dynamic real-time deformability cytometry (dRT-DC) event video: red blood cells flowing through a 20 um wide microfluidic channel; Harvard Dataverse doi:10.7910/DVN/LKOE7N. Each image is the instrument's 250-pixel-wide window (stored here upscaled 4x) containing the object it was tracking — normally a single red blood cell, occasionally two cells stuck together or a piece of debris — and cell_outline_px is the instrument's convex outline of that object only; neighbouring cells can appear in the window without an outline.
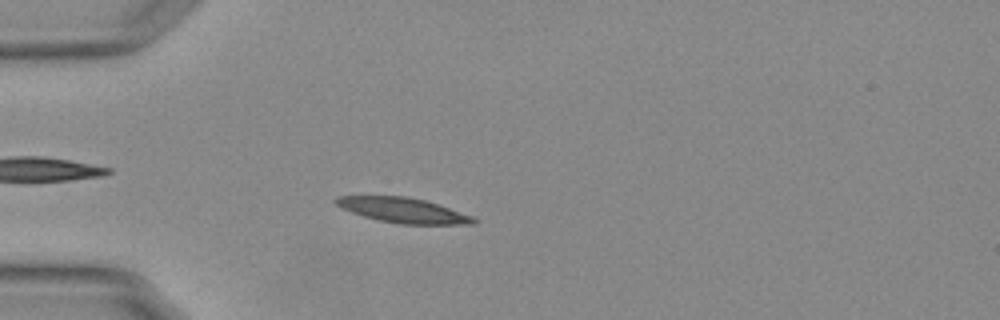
{"species": "Egyptian fruit bat (a non-hibernating species)", "species_latin": "Rousettus aegyptiacus", "temperature_condition": "warm", "stored_images_in_passage": 52, "camera_frame_rate_fps": 3000, "um_per_image_px": 0.085, "animal": {"sex": "female"}, "frame": {"image": 1, "passage_image": 13, "time_ms": 4.0, "image_size_px": [1000, 320], "cell_outline_px": [[476, 224], [400, 224], [380, 220], [364, 216], [352, 212], [336, 204], [332, 200], [336, 196], [408, 196], [424, 200], [472, 216], [476, 220]], "centroid_in_image_um": [34.23, 17.87], "position_along_channel_um": 50.8, "area_um2": 19.71}}
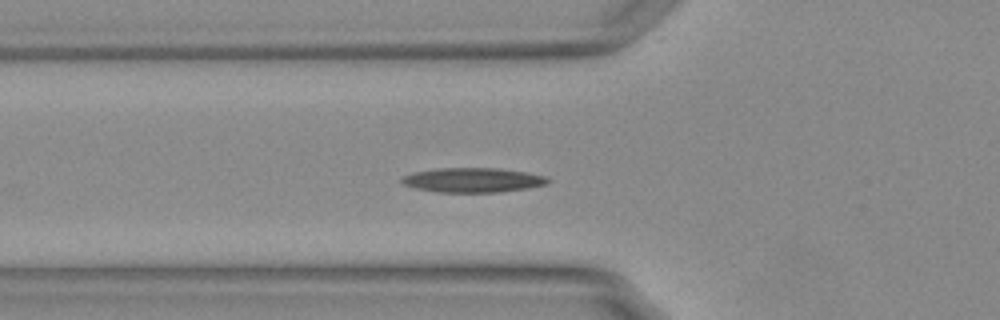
{"frame": {"image": 2, "passage_image": 17, "time_ms": 5.333, "image_size_px": [1000, 320], "cell_outline_px": [[552, 180], [548, 184], [528, 188], [500, 192], [436, 192], [416, 188], [404, 184], [400, 180], [404, 176], [412, 172], [440, 168], [496, 168], [524, 172], [548, 176]], "centroid_in_image_um": [40.23, 15.31], "position_along_channel_um": 85.6, "area_um2": 20.92}}
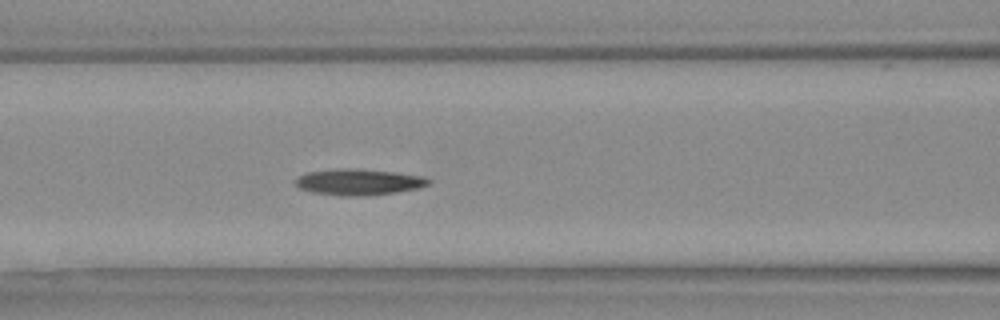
{"frame": {"image": 3, "passage_image": 21, "time_ms": 6.667, "image_size_px": [1000, 320], "cell_outline_px": [[432, 184], [420, 188], [396, 192], [368, 196], [340, 196], [312, 192], [300, 188], [296, 184], [296, 176], [304, 172], [336, 168], [348, 168], [392, 172], [424, 176], [432, 180]], "centroid_in_image_um": [30.5, 15.47], "position_along_channel_um": 136.1, "area_um2": 20.58}}